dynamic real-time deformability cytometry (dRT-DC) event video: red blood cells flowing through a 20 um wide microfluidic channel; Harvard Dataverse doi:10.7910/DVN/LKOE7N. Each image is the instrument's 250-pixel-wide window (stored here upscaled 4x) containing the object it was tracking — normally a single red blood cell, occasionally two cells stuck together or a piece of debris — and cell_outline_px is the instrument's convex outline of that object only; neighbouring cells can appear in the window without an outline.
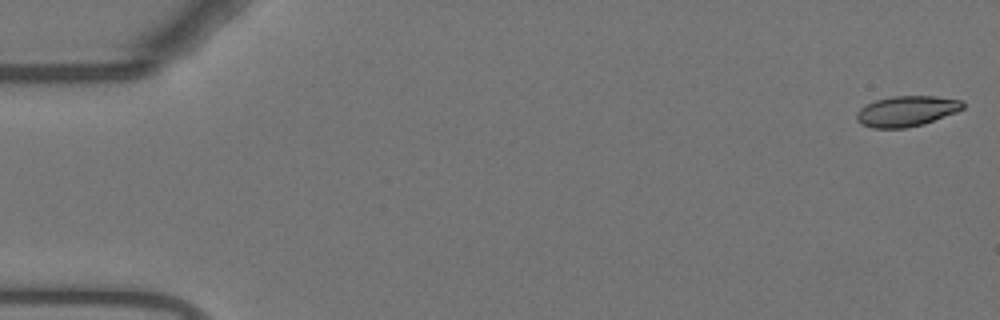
{"species": "Egyptian fruit bat (a non-hibernating species)", "species_latin": "Rousettus aegyptiacus", "temperature_condition": "warm", "stored_images_in_passage": 55, "camera_frame_rate_fps": 3000, "um_per_image_px": 0.085, "animal": {"sex": "female"}, "frame": {"image": 1, "passage_image": 1, "time_ms": 0.0, "image_size_px": [1000, 320], "cell_outline_px": [[964, 108], [956, 112], [924, 124], [904, 128], [872, 128], [860, 124], [856, 120], [856, 112], [860, 108], [876, 100], [892, 96], [936, 96], [964, 100]], "centroid_in_image_um": [77.06, 9.45], "position_along_channel_um": 7.9, "area_um2": 19.02}}
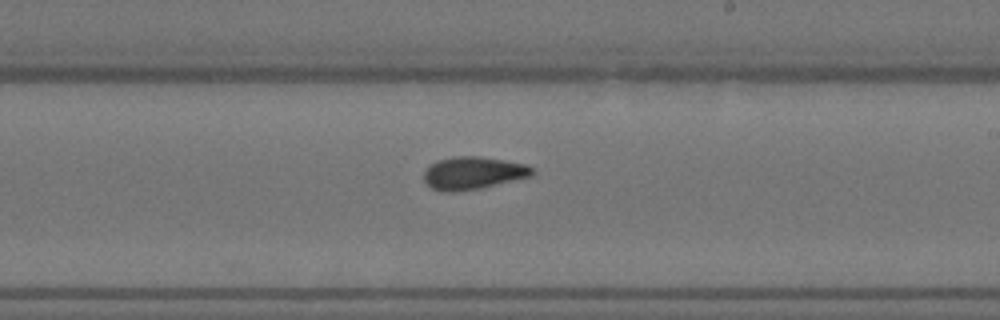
{"frame": {"image": 2, "passage_image": 32, "time_ms": 10.333, "image_size_px": [1000, 320], "cell_outline_px": [[536, 172], [532, 176], [480, 188], [452, 192], [440, 192], [432, 188], [424, 180], [424, 172], [436, 160], [456, 156], [480, 156], [504, 160], [524, 164], [532, 168]], "centroid_in_image_um": [40.21, 14.71], "position_along_channel_um": 248.8, "area_um2": 20.52}}
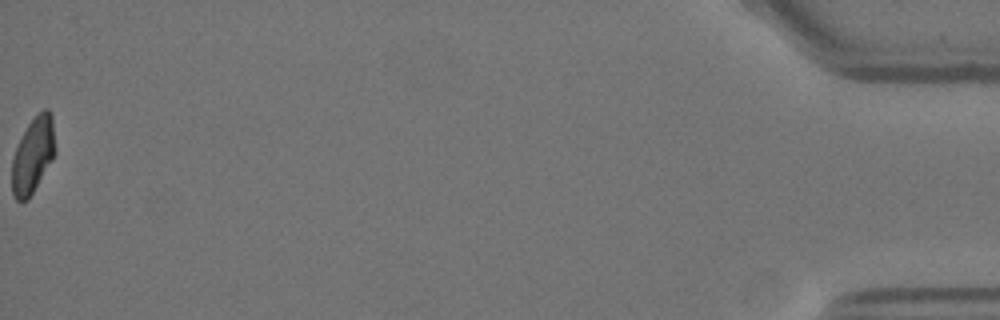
{"frame": {"image": 3, "passage_image": 55, "time_ms": 18.0, "image_size_px": [1000, 320], "cell_outline_px": [[56, 152], [28, 200], [16, 200], [12, 192], [12, 156], [28, 124], [44, 108], [48, 108], [52, 112], [56, 148]], "centroid_in_image_um": [2.82, 13.16], "position_along_channel_um": 432.4, "area_um2": 18.96}, "authors_computed_cell_mechanics": {"area_um2": 19.8832, "velocity_mm_per_s": 3.7139, "shape_relaxation_time_tau1_ms": 10.5361, "shape_relaxation_time_tau2_ms": 2.4383, "deformation_change_tau1": 0.2417, "deformation_change_tau2": 0.0634}}